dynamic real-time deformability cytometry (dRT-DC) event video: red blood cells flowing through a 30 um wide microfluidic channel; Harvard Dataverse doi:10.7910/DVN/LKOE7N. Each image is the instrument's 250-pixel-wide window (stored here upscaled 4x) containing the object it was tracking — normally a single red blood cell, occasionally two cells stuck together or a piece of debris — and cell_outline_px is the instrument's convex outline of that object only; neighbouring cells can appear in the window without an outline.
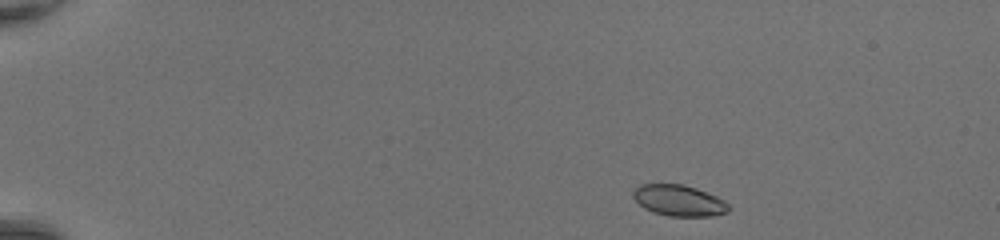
{"species": "common noctule bat (a hibernating species)", "species_latin": "Nyctalus noctula", "temperature_condition": "room temperature", "stored_images_in_passage": 42, "camera_frame_rate_fps": 3000, "um_per_image_px": 0.085, "animal": {"sex": "female", "body_mass_g": 20.0, "forearm_length_mm": 54.0}, "frame": {"image": 1, "passage_image": 1, "time_ms": 0.0, "image_size_px": [1000, 240], "cell_outline_px": [[732, 208], [728, 212], [712, 216], [668, 216], [652, 212], [644, 208], [632, 196], [632, 192], [640, 184], [680, 184], [696, 188], [716, 196], [724, 200]], "centroid_in_image_um": [57.72, 17.05], "position_along_channel_um": 27.3, "area_um2": 17.34}}
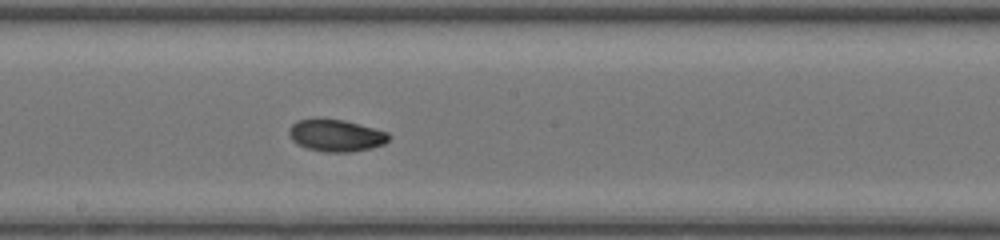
{"frame": {"image": 2, "passage_image": 22, "time_ms": 7.0, "image_size_px": [1000, 240], "cell_outline_px": [[388, 140], [384, 144], [372, 148], [352, 152], [324, 152], [308, 148], [296, 144], [292, 140], [288, 132], [288, 128], [296, 120], [312, 116], [316, 116], [344, 120], [360, 124], [388, 132]], "centroid_in_image_um": [28.49, 11.48], "position_along_channel_um": 219.7, "area_um2": 19.19}}
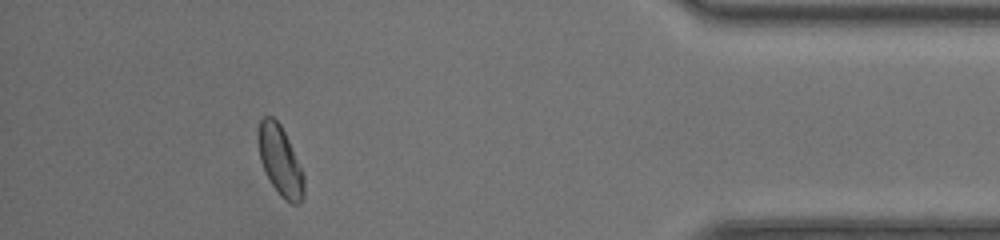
{"frame": {"image": 3, "passage_image": 38, "time_ms": 12.333, "image_size_px": [1000, 240], "cell_outline_px": [[304, 196], [300, 204], [292, 204], [284, 200], [280, 196], [272, 184], [260, 160], [256, 136], [256, 132], [260, 120], [264, 116], [272, 116], [280, 124], [288, 140], [304, 176]], "centroid_in_image_um": [23.79, 13.66], "position_along_channel_um": 411.4, "area_um2": 18.55}, "authors_computed_cell_mechanics": {"area_um2": 18.496, "velocity_mm_per_s": 4.3476, "shape_relaxation_time_tau1_ms": 2.5584, "shape_relaxation_time_tau2_ms": 2.731, "deformation_change_tau1": 0.1059, "deformation_change_tau2": 0.0521}}